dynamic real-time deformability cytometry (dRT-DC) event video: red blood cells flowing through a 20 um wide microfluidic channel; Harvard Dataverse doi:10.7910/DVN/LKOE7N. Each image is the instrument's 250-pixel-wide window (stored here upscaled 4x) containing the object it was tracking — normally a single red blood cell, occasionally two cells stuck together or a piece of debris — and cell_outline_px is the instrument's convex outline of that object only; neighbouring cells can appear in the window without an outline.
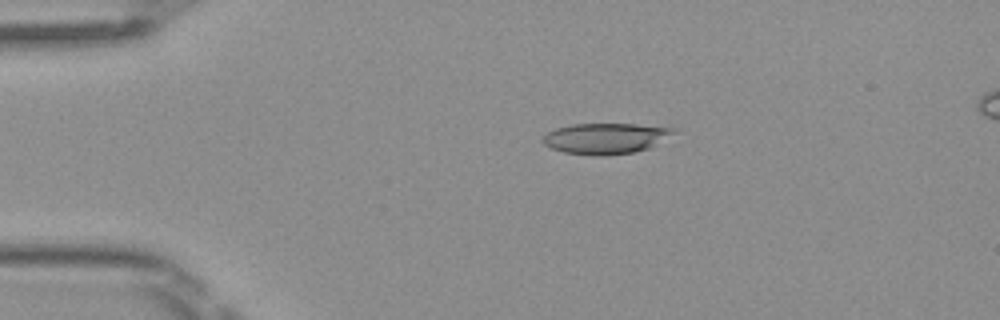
{"species": "Egyptian fruit bat (a non-hibernating species)", "species_latin": "Rousettus aegyptiacus", "temperature_condition": "room temperature", "stored_images_in_passage": 47, "camera_frame_rate_fps": 3000, "um_per_image_px": 0.085, "frame": {"image": 1, "passage_image": 7, "time_ms": 2.0, "image_size_px": [1000, 320], "cell_outline_px": [[680, 128], [676, 132], [648, 148], [636, 152], [604, 156], [592, 156], [564, 152], [552, 148], [544, 144], [540, 140], [548, 132], [556, 128], [572, 124], [636, 124]], "centroid_in_image_um": [51.48, 11.76], "position_along_channel_um": 33.5, "area_um2": 23.58}}
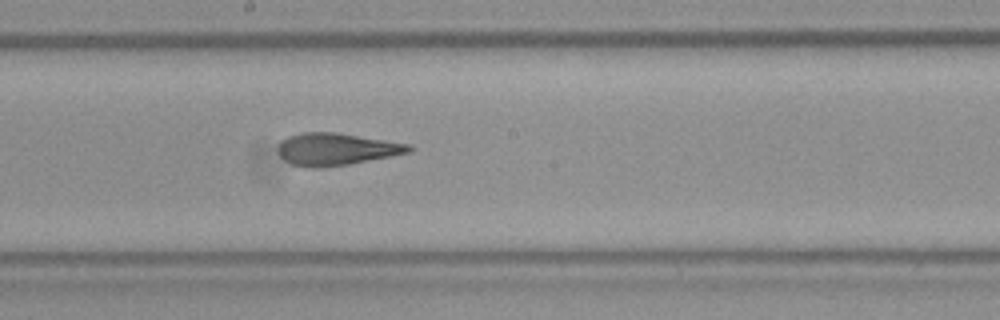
{"frame": {"image": 2, "passage_image": 24, "time_ms": 7.667, "image_size_px": [1000, 320], "cell_outline_px": [[416, 148], [412, 152], [392, 156], [348, 164], [320, 168], [312, 168], [292, 164], [284, 160], [280, 156], [280, 140], [288, 136], [300, 132], [336, 132], [412, 144]], "centroid_in_image_um": [28.64, 12.67], "position_along_channel_um": 219.6, "area_um2": 24.74}}
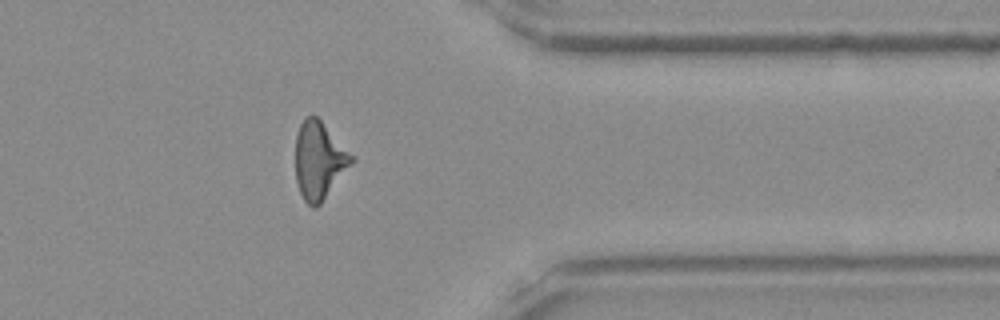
{"frame": {"image": 3, "passage_image": 37, "time_ms": 12.0, "image_size_px": [1000, 320], "cell_outline_px": [[356, 160], [320, 204], [316, 208], [312, 208], [304, 200], [300, 192], [296, 180], [296, 136], [300, 124], [312, 112], [356, 156]], "centroid_in_image_um": [27.16, 13.63], "position_along_channel_um": 384.2, "area_um2": 25.55}, "authors_computed_cell_mechanics": {"area_um2": 24.7962, "velocity_mm_per_s": 4.0796, "shape_relaxation_time_tau1_ms": 6.2337, "shape_relaxation_time_tau2_ms": 1.5407, "deformation_change_tau1": 0.2106, "deformation_change_tau2": 0.1106}}